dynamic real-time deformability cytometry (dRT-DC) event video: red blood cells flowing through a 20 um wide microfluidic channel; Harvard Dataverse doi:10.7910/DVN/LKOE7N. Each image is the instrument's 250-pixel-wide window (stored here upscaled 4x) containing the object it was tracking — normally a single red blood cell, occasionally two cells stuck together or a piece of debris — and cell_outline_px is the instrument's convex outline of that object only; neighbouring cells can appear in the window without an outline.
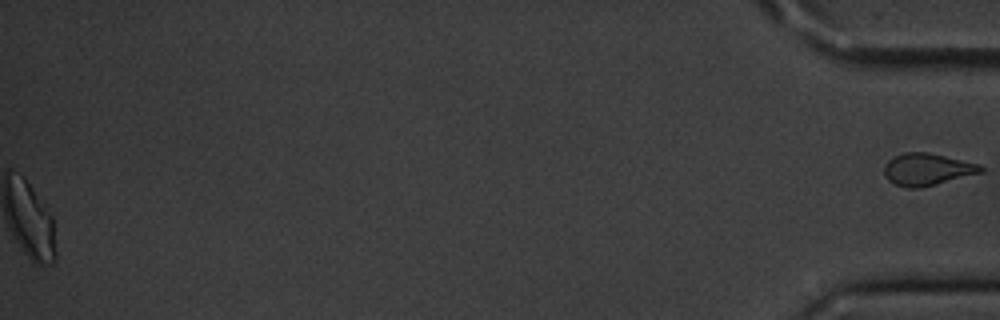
{"species": "common noctule bat (a hibernating species)", "species_latin": "Nyctalus noctula", "temperature_condition": "cold", "stored_images_in_passage": 48, "segment_of_instrument_passage": [2, 2], "camera_frame_rate_fps": 3000, "um_per_image_px": 0.085, "animal": {"sex": "male", "body_mass_g": 20.1, "forearm_length_mm": 53.5}, "frame": {"image": 1, "passage_image": 48, "time_ms": 15.667, "image_size_px": [1000, 320], "cell_outline_px": [[984, 172], [920, 188], [908, 188], [896, 184], [888, 180], [884, 176], [884, 164], [888, 160], [904, 152], [928, 152], [980, 164], [984, 168]], "centroid_in_image_um": [78.81, 14.39], "position_along_channel_um": 356.4, "area_um2": 18.09}}